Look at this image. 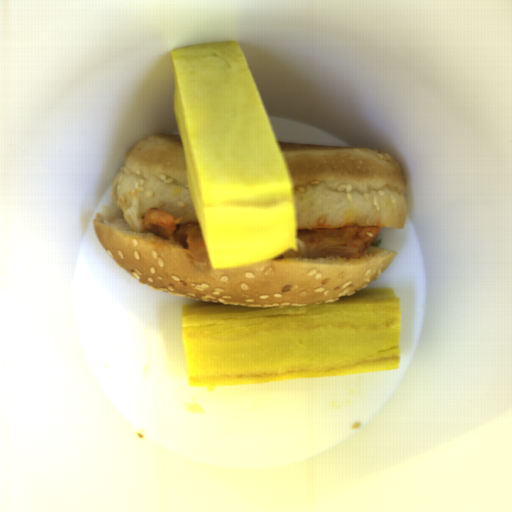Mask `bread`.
I'll use <instances>...</instances> for the list:
<instances>
[{
	"label": "bread",
	"mask_w": 512,
	"mask_h": 512,
	"mask_svg": "<svg viewBox=\"0 0 512 512\" xmlns=\"http://www.w3.org/2000/svg\"><path fill=\"white\" fill-rule=\"evenodd\" d=\"M287 165L296 229L403 228L406 178L382 150L277 141Z\"/></svg>",
	"instance_id": "2"
},
{
	"label": "bread",
	"mask_w": 512,
	"mask_h": 512,
	"mask_svg": "<svg viewBox=\"0 0 512 512\" xmlns=\"http://www.w3.org/2000/svg\"><path fill=\"white\" fill-rule=\"evenodd\" d=\"M111 203L94 217V233L109 256L144 285L174 296L219 304L282 307L329 304L365 291L398 253L369 245L364 256L267 259L214 268L193 259L173 237L134 232L124 213L138 196L142 220L157 208L198 224L180 134L148 133L126 152L110 185Z\"/></svg>",
	"instance_id": "1"
}]
</instances>
